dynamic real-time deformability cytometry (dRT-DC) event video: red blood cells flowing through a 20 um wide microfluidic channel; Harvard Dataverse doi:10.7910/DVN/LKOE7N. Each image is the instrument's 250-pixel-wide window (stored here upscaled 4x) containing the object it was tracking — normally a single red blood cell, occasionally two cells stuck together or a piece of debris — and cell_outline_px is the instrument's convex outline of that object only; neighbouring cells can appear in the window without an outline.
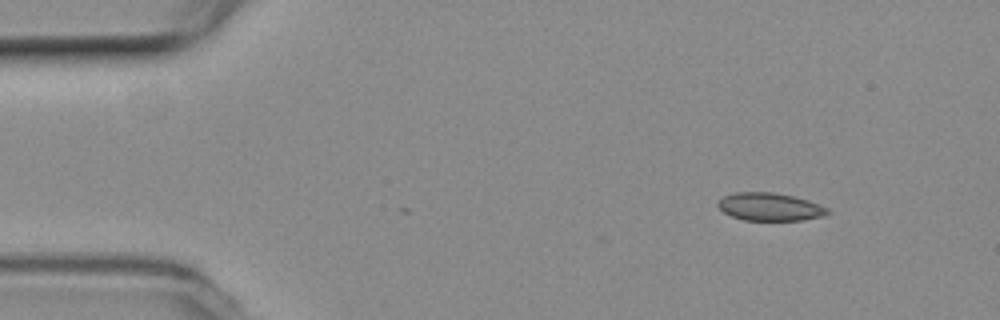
{"species": "common noctule bat (a hibernating species)", "species_latin": "Nyctalus noctula", "temperature_condition": "room temperature", "stored_images_in_passage": 5, "camera_frame_rate_fps": 3000, "um_per_image_px": 0.085, "animal": {"sex": "female", "body_mass_g": 19.3, "forearm_length_mm": 54.1}, "frame": {"image": 1, "passage_image": 1, "time_ms": 0.0, "image_size_px": [1000, 320], "cell_outline_px": [[832, 212], [824, 216], [804, 220], [744, 220], [732, 216], [724, 212], [716, 204], [724, 196], [736, 192], [772, 192], [792, 196], [808, 200], [820, 204], [828, 208]], "centroid_in_image_um": [65.48, 17.58], "position_along_channel_um": 19.5, "area_um2": 17.8}}
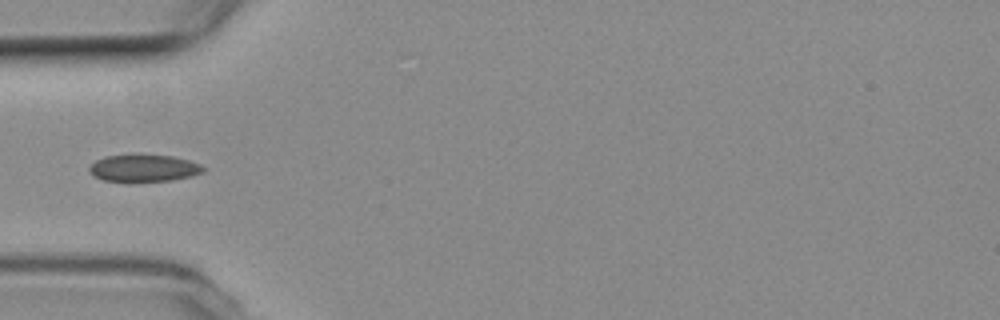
{"frame": {"image": 2, "passage_image": 4, "time_ms": 1.0, "image_size_px": [1000, 320], "cell_outline_px": [[208, 168], [204, 172], [192, 176], [172, 180], [104, 180], [92, 176], [88, 172], [88, 168], [96, 160], [104, 156], [172, 156], [188, 160], [200, 164]], "centroid_in_image_um": [12.25, 14.29], "position_along_channel_um": 72.7, "area_um2": 17.46}}
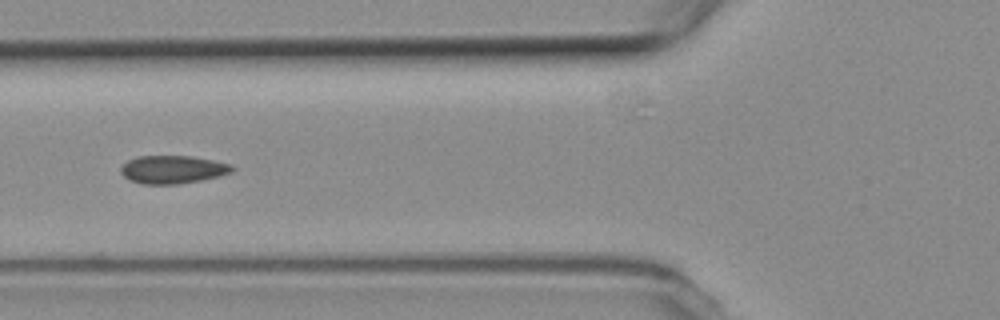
{"frame": {"image": 3, "passage_image": 5, "time_ms": 1.333, "image_size_px": [1000, 320], "cell_outline_px": [[236, 168], [232, 172], [220, 176], [180, 184], [144, 184], [128, 180], [120, 172], [120, 168], [128, 160], [136, 156], [192, 156], [232, 164]], "centroid_in_image_um": [14.69, 14.41], "position_along_channel_um": 111.1, "area_um2": 18.32}}